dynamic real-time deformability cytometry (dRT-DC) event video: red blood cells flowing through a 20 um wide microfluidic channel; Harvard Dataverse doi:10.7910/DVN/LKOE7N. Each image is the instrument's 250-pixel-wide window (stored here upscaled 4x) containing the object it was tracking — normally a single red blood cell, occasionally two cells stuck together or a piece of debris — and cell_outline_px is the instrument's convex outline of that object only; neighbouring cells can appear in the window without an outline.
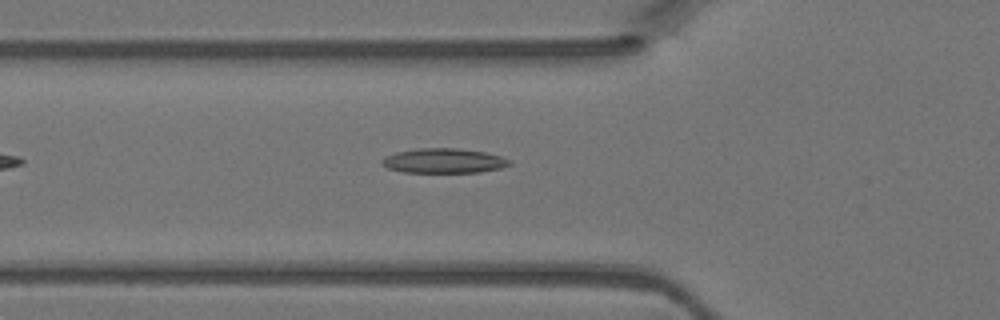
{"species": "Egyptian fruit bat (a non-hibernating species)", "species_latin": "Rousettus aegyptiacus", "temperature_condition": "warm", "stored_images_in_passage": 34, "camera_frame_rate_fps": 3000, "um_per_image_px": 0.085, "animal": {"sex": "female"}, "frame": {"image": 1, "passage_image": 4, "time_ms": 1.0, "image_size_px": [1000, 320], "cell_outline_px": [[512, 164], [500, 168], [480, 172], [404, 172], [388, 168], [380, 164], [380, 160], [396, 152], [420, 148], [456, 148], [484, 152], [500, 156], [512, 160]], "centroid_in_image_um": [37.73, 13.67], "position_along_channel_um": 88.1, "area_um2": 18.26}}
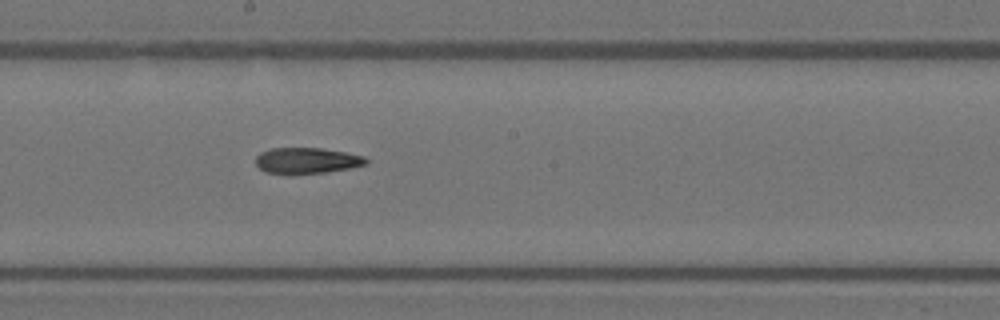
{"frame": {"image": 2, "passage_image": 13, "time_ms": 4.0, "image_size_px": [1000, 320], "cell_outline_px": [[368, 164], [352, 168], [328, 172], [264, 172], [256, 164], [256, 156], [260, 152], [272, 148], [320, 148], [344, 152], [364, 156], [368, 160]], "centroid_in_image_um": [26.12, 13.62], "position_along_channel_um": 222.1, "area_um2": 16.3}}
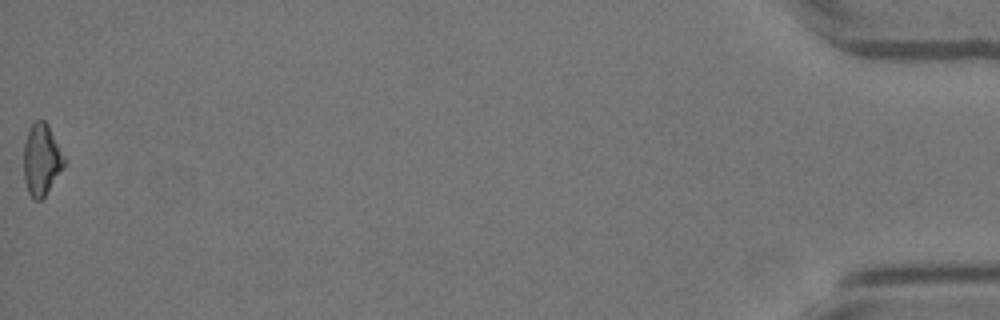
{"frame": {"image": 3, "passage_image": 34, "time_ms": 11.0, "image_size_px": [1000, 320], "cell_outline_px": [[64, 164], [44, 196], [40, 200], [36, 200], [28, 192], [24, 180], [24, 144], [28, 132], [32, 124], [36, 120], [44, 120], [48, 124], [64, 160]], "centroid_in_image_um": [3.48, 13.56], "position_along_channel_um": 431.7, "area_um2": 16.13}}